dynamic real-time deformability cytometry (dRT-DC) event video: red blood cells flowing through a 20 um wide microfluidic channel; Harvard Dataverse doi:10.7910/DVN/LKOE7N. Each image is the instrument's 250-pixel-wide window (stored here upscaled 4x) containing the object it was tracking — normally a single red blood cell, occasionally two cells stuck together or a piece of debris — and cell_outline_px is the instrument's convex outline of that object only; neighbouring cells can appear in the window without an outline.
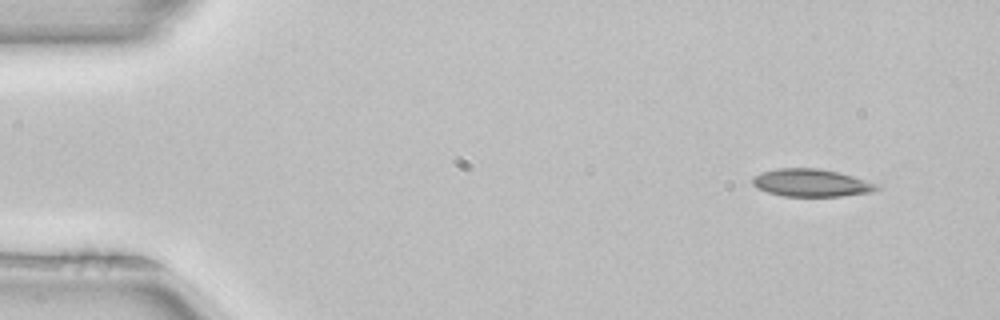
{"species": "common noctule bat (a hibernating species)", "species_latin": "Nyctalus noctula", "temperature_condition": "room temperature", "stored_images_in_passage": 4, "camera_frame_rate_fps": 3000, "um_per_image_px": 0.085, "animal": {"sex": "female", "body_mass_g": 22.7, "forearm_length_mm": 54.2}, "frame": {"image": 1, "passage_image": 1, "time_ms": 0.0, "image_size_px": [1000, 320], "cell_outline_px": [[880, 188], [872, 192], [840, 196], [784, 196], [768, 192], [752, 184], [752, 176], [760, 172], [776, 168], [820, 168], [852, 176], [880, 184]], "centroid_in_image_um": [68.96, 15.53], "position_along_channel_um": 16.0, "area_um2": 20.0}}